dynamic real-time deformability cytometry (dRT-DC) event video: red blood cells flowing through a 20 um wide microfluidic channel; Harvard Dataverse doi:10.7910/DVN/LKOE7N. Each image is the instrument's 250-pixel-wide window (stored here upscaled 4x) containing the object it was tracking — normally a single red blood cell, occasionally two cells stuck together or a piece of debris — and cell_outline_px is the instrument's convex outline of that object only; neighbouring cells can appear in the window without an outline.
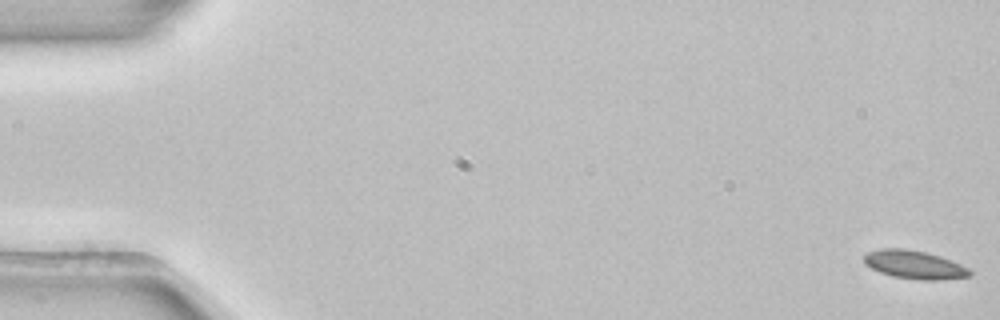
{"species": "common noctule bat (a hibernating species)", "species_latin": "Nyctalus noctula", "temperature_condition": "room temperature", "stored_images_in_passage": 53, "camera_frame_rate_fps": 3000, "um_per_image_px": 0.085, "animal": {"sex": "female", "body_mass_g": 22.7, "forearm_length_mm": 54.2}, "frame": {"image": 1, "passage_image": 1, "time_ms": 0.0, "image_size_px": [1000, 320], "cell_outline_px": [[972, 276], [940, 280], [920, 280], [892, 276], [880, 272], [864, 264], [864, 256], [868, 252], [880, 248], [904, 248], [924, 252], [940, 256], [960, 264], [968, 268], [972, 272]], "centroid_in_image_um": [77.72, 22.5], "position_along_channel_um": 7.3, "area_um2": 17.46}}
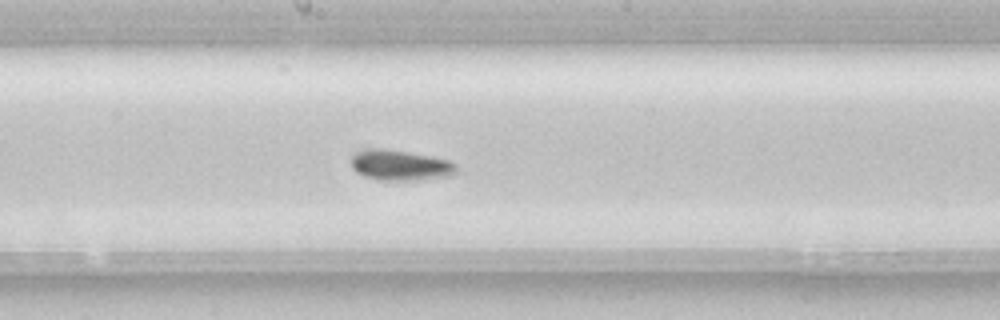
{"frame": {"image": 2, "passage_image": 29, "time_ms": 9.333, "image_size_px": [1000, 320], "cell_outline_px": [[456, 172], [452, 176], [420, 180], [380, 180], [364, 176], [356, 172], [352, 168], [352, 156], [356, 152], [368, 148], [380, 148], [408, 152], [448, 160], [456, 164]], "centroid_in_image_um": [34.01, 14.05], "position_along_channel_um": 214.2, "area_um2": 18.67}}
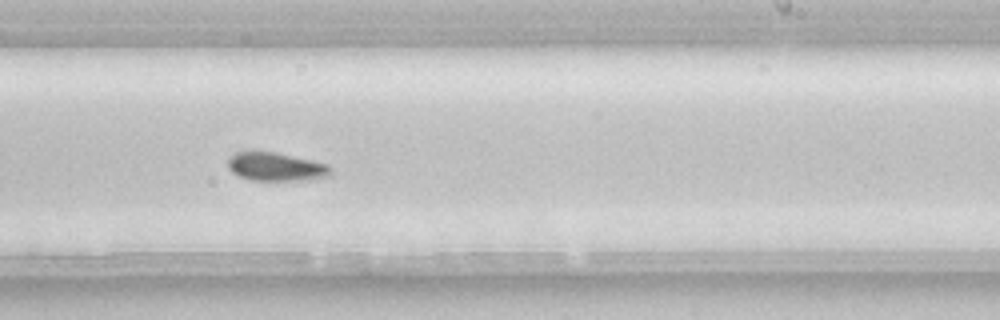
{"frame": {"image": 3, "passage_image": 33, "time_ms": 10.667, "image_size_px": [1000, 320], "cell_outline_px": [[332, 172], [328, 176], [304, 180], [252, 180], [240, 176], [232, 172], [228, 168], [228, 156], [236, 152], [252, 148], [276, 152], [312, 160], [328, 164], [332, 168]], "centroid_in_image_um": [23.4, 14.12], "position_along_channel_um": 265.6, "area_um2": 17.57}, "authors_computed_cell_mechanics": {"area_um2": 17.1088, "velocity_mm_per_s": 3.8804, "shape_relaxation_time_tau1_ms": 2.2046, "shape_relaxation_time_tau2_ms": null, "deformation_change_tau1": 0.078, "deformation_change_tau2": null}}